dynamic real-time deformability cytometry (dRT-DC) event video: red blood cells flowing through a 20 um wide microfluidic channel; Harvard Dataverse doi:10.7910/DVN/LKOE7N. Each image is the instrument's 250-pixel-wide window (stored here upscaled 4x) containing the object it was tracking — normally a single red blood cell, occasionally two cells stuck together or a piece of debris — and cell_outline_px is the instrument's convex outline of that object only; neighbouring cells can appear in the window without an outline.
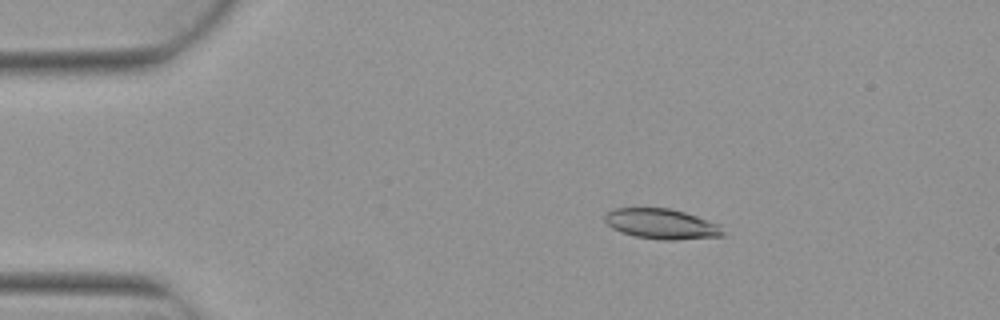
{"species": "Egyptian fruit bat (a non-hibernating species)", "species_latin": "Rousettus aegyptiacus", "temperature_condition": "warm", "stored_images_in_passage": 8, "camera_frame_rate_fps": 3000, "um_per_image_px": 0.085, "animal": {"sex": "female"}, "frame": {"image": 1, "passage_image": 2, "time_ms": 0.333, "image_size_px": [1000, 320], "cell_outline_px": [[724, 236], [676, 240], [660, 240], [636, 236], [620, 232], [612, 228], [604, 220], [604, 216], [608, 212], [616, 208], [668, 208], [684, 212], [720, 224], [724, 232]], "centroid_in_image_um": [56.25, 19.04], "position_along_channel_um": 28.8, "area_um2": 20.81}}
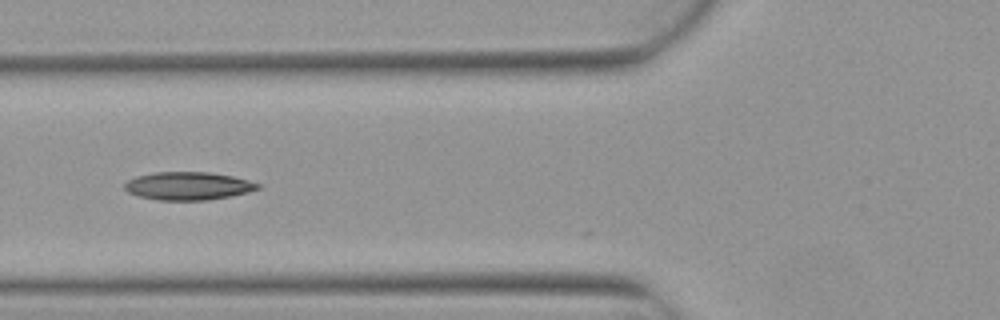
{"frame": {"image": 2, "passage_image": 5, "time_ms": 1.333, "image_size_px": [1000, 320], "cell_outline_px": [[260, 188], [248, 192], [208, 200], [156, 200], [140, 196], [128, 192], [124, 188], [124, 184], [128, 180], [136, 176], [156, 172], [208, 172], [232, 176], [248, 180], [260, 184]], "centroid_in_image_um": [15.97, 15.8], "position_along_channel_um": 109.8, "area_um2": 21.62}}
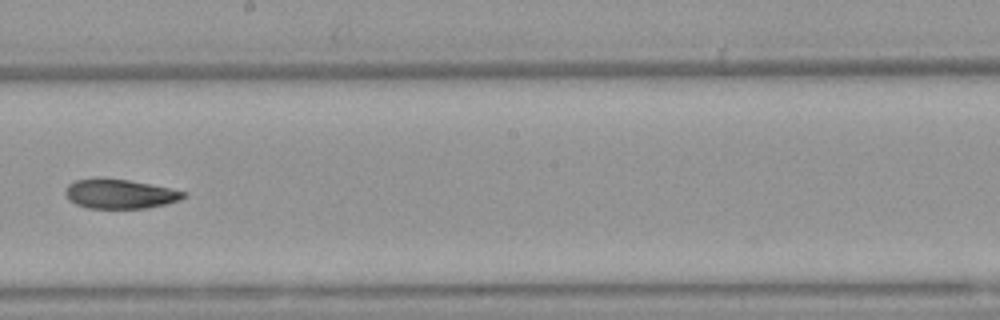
{"frame": {"image": 3, "passage_image": 8, "time_ms": 2.333, "image_size_px": [1000, 320], "cell_outline_px": [[188, 196], [180, 200], [164, 204], [144, 208], [88, 208], [76, 204], [68, 200], [64, 192], [68, 184], [76, 180], [100, 176], [128, 180], [188, 192]], "centroid_in_image_um": [10.15, 16.46], "position_along_channel_um": 238.1, "area_um2": 20.46}}